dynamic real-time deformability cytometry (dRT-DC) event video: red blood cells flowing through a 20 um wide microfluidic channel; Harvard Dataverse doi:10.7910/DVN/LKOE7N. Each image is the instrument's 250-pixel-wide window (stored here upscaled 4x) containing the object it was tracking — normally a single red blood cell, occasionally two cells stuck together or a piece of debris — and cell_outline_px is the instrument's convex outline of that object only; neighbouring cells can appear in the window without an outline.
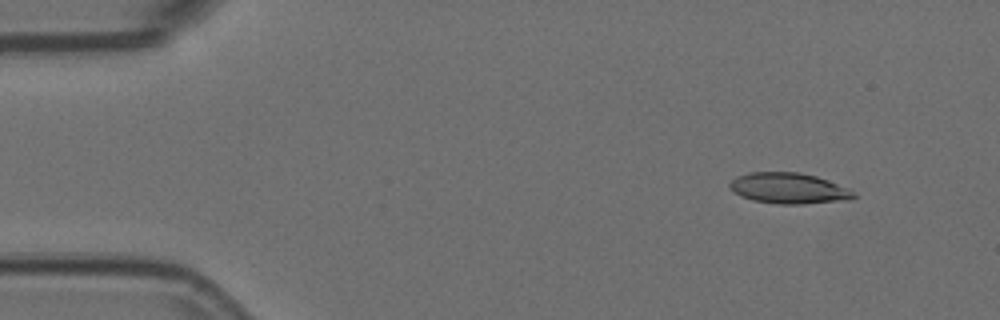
{"species": "Egyptian fruit bat (a non-hibernating species)", "species_latin": "Rousettus aegyptiacus", "temperature_condition": "room temperature", "stored_images_in_passage": 53, "camera_frame_rate_fps": 3000, "um_per_image_px": 0.085, "animal": {"sex": "female"}, "frame": {"image": 1, "passage_image": 4, "time_ms": 1.0, "image_size_px": [1000, 320], "cell_outline_px": [[860, 196], [852, 200], [804, 204], [780, 204], [752, 200], [740, 196], [732, 192], [728, 188], [728, 184], [736, 176], [748, 172], [796, 172], [816, 176], [828, 180], [848, 188]], "centroid_in_image_um": [67.05, 16.01], "position_along_channel_um": 17.9, "area_um2": 22.66}}
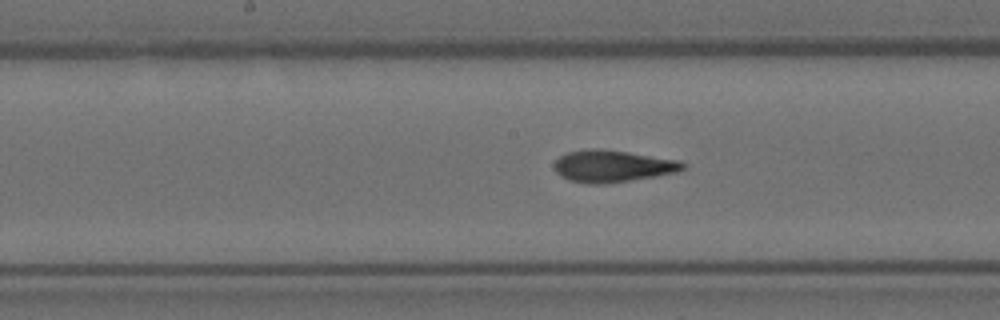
{"frame": {"image": 2, "passage_image": 26, "time_ms": 8.333, "image_size_px": [1000, 320], "cell_outline_px": [[688, 164], [684, 168], [676, 172], [656, 176], [608, 184], [588, 184], [568, 180], [560, 176], [556, 172], [556, 160], [560, 156], [568, 152], [588, 148], [596, 148], [628, 152], [676, 160]], "centroid_in_image_um": [52.05, 14.13], "position_along_channel_um": 196.2, "area_um2": 23.87}}
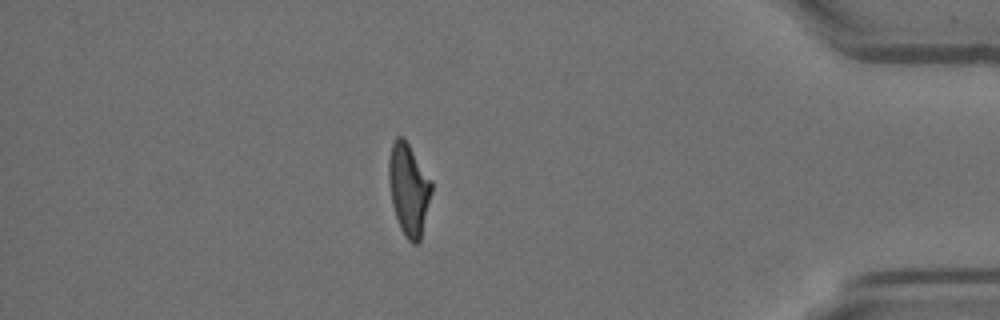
{"frame": {"image": 3, "passage_image": 46, "time_ms": 15.0, "image_size_px": [1000, 320], "cell_outline_px": [[432, 192], [420, 240], [416, 244], [412, 244], [404, 236], [400, 228], [392, 204], [388, 180], [388, 160], [392, 144], [396, 136], [404, 136], [432, 180]], "centroid_in_image_um": [34.74, 16.07], "position_along_channel_um": 400.5, "area_um2": 23.12}, "authors_computed_cell_mechanics": {"area_um2": 23.2356, "velocity_mm_per_s": 3.6883, "shape_relaxation_time_tau1_ms": 10.9983, "shape_relaxation_time_tau2_ms": 1.6915, "deformation_change_tau1": 0.2908, "deformation_change_tau2": 0.1007}}